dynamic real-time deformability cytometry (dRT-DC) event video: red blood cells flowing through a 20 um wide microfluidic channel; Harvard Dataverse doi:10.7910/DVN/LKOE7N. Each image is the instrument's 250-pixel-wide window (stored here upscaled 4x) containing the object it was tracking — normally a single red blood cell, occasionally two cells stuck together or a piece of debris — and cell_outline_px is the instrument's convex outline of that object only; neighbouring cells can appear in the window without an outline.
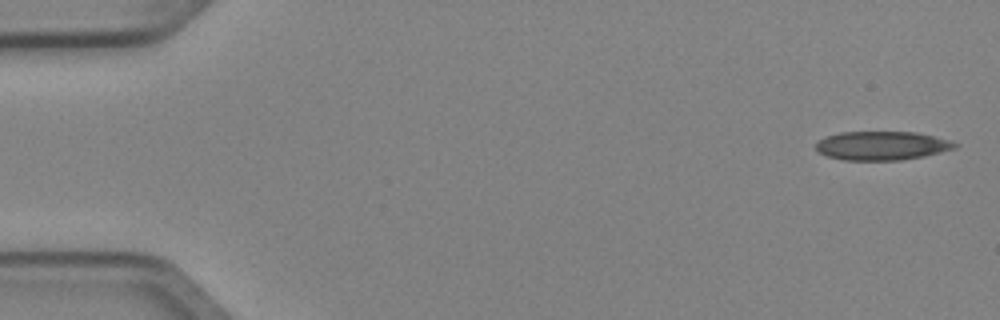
{"species": "Egyptian fruit bat (a non-hibernating species)", "species_latin": "Rousettus aegyptiacus", "temperature_condition": "cold", "stored_images_in_passage": 4, "camera_frame_rate_fps": 3000, "um_per_image_px": 0.085, "animal": {"sex": "female"}, "frame": {"image": 1, "passage_image": 1, "time_ms": 0.0, "image_size_px": [1000, 320], "cell_outline_px": [[960, 144], [956, 148], [924, 156], [900, 160], [844, 160], [828, 156], [820, 152], [816, 148], [816, 140], [824, 136], [840, 132], [916, 132], [932, 136]], "centroid_in_image_um": [74.92, 12.38], "position_along_channel_um": 10.1, "area_um2": 23.24}}